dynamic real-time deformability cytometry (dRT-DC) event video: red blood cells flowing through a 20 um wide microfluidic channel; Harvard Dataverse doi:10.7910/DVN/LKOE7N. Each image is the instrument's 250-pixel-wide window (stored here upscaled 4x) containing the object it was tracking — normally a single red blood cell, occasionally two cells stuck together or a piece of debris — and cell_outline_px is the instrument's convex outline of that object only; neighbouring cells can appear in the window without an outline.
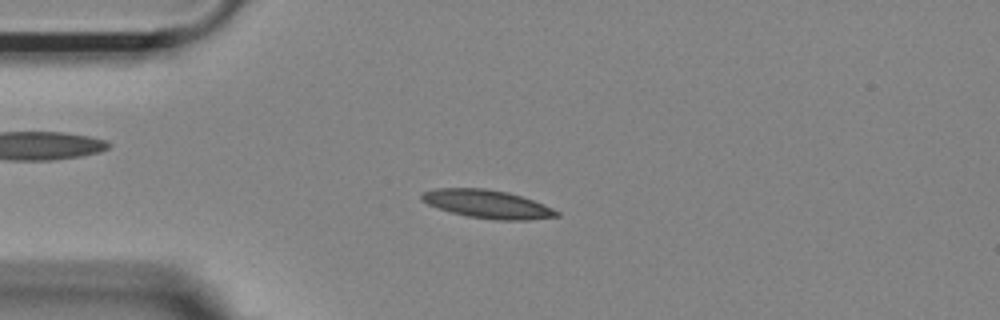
{"species": "Egyptian fruit bat (a non-hibernating species)", "species_latin": "Rousettus aegyptiacus", "temperature_condition": "room temperature", "stored_images_in_passage": 39, "camera_frame_rate_fps": 3000, "um_per_image_px": 0.085, "animal": {"sex": "female"}, "frame": {"image": 1, "passage_image": 2, "time_ms": 0.333, "image_size_px": [1000, 320], "cell_outline_px": [[560, 216], [528, 220], [496, 220], [468, 216], [452, 212], [428, 204], [420, 200], [420, 196], [424, 192], [436, 188], [484, 188], [508, 192], [544, 204], [560, 212]], "centroid_in_image_um": [41.44, 17.34], "position_along_channel_um": 43.6, "area_um2": 22.08}}
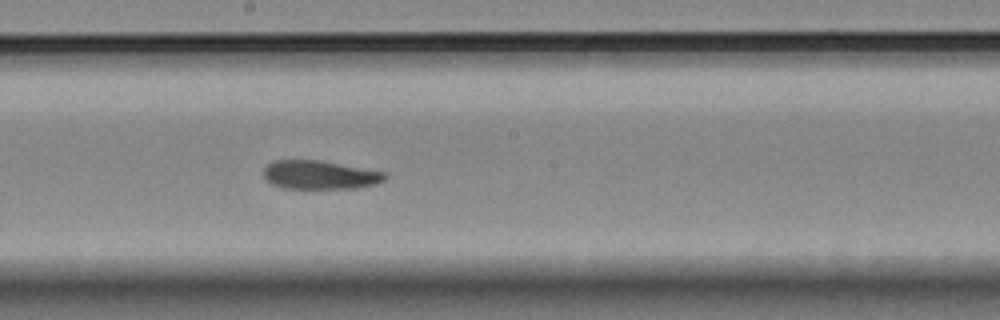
{"frame": {"image": 2, "passage_image": 18, "time_ms": 5.667, "image_size_px": [1000, 320], "cell_outline_px": [[388, 176], [384, 180], [376, 184], [356, 188], [284, 188], [272, 184], [264, 176], [264, 168], [272, 160], [320, 160], [388, 172]], "centroid_in_image_um": [27.23, 14.85], "position_along_channel_um": 221.0, "area_um2": 20.35}}
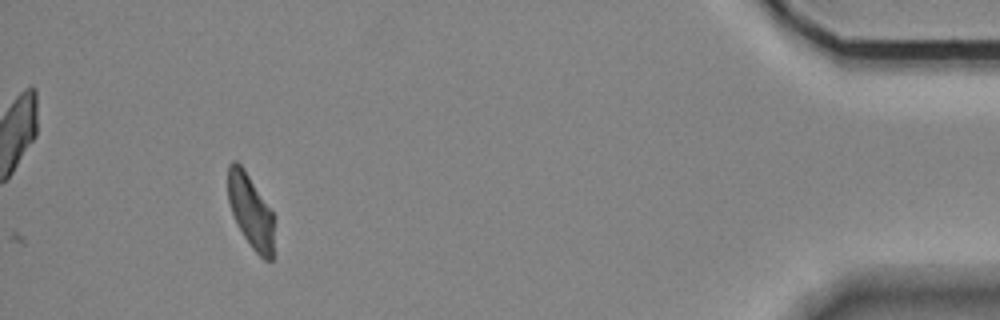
{"frame": {"image": 3, "passage_image": 39, "time_ms": 12.667, "image_size_px": [1000, 320], "cell_outline_px": [[272, 260], [264, 260], [252, 248], [244, 236], [232, 212], [228, 200], [228, 164], [232, 160], [236, 160], [244, 168], [272, 212]], "centroid_in_image_um": [21.27, 17.89], "position_along_channel_um": 413.9, "area_um2": 19.19}, "authors_computed_cell_mechanics": {"area_um2": 20.9814, "velocity_mm_per_s": 3.6647, "shape_relaxation_time_tau1_ms": null, "shape_relaxation_time_tau2_ms": 5.7604, "deformation_change_tau1": null, "deformation_change_tau2": 0.1355}}